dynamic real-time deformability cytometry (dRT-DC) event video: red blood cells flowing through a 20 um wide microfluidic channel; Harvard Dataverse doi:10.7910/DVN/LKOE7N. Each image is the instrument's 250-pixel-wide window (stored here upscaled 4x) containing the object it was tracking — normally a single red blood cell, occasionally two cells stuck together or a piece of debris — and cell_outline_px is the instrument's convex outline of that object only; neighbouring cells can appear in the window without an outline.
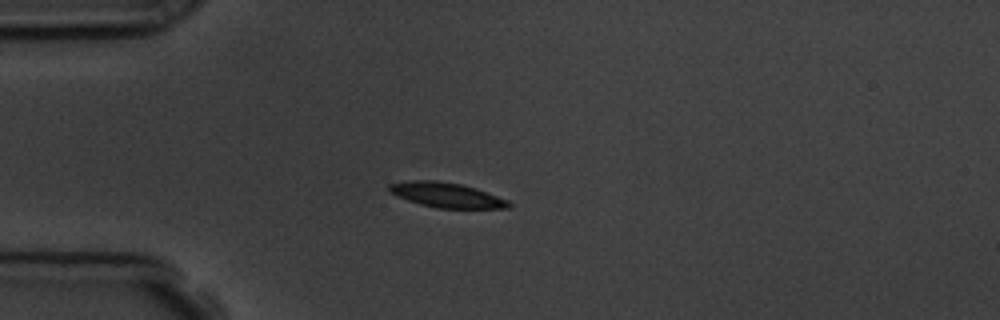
{"species": "common noctule bat (a hibernating species)", "species_latin": "Nyctalus noctula", "temperature_condition": "room temperature", "stored_images_in_passage": 10, "camera_frame_rate_fps": 3000, "um_per_image_px": 0.085, "animal": {"sex": "male", "body_mass_g": 19.5, "forearm_length_mm": 54.6}, "frame": {"image": 1, "passage_image": 4, "time_ms": 3.667, "image_size_px": [1000, 320], "cell_outline_px": [[512, 204], [508, 208], [436, 208], [420, 204], [396, 196], [388, 192], [388, 184], [408, 180], [436, 180], [460, 184], [476, 188], [508, 200]], "centroid_in_image_um": [37.91, 16.57], "position_along_channel_um": 47.1, "area_um2": 17.4}}
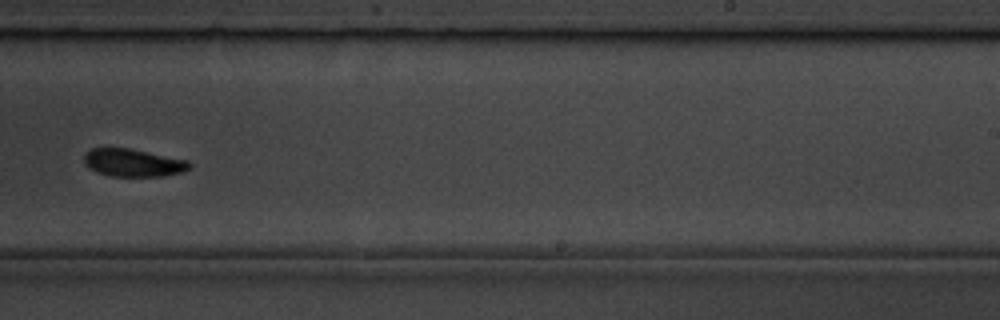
{"frame": {"image": 2, "passage_image": 10, "time_ms": 10.333, "image_size_px": [1000, 320], "cell_outline_px": [[192, 168], [184, 172], [164, 176], [108, 176], [96, 172], [88, 168], [84, 164], [84, 156], [92, 148], [128, 148], [188, 160], [192, 164]], "centroid_in_image_um": [11.34, 13.85], "position_along_channel_um": 277.7, "area_um2": 17.17}}